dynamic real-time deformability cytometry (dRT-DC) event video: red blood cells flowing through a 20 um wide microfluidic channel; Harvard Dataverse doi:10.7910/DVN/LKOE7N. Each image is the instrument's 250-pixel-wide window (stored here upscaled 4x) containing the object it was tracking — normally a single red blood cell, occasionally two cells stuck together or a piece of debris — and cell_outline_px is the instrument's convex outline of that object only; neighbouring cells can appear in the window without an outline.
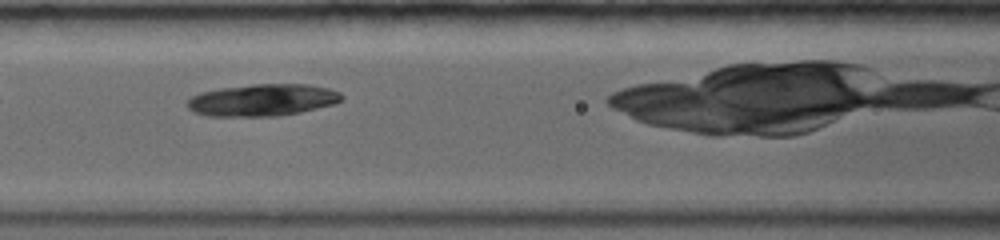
{"species": "common noctule bat (a hibernating species)", "species_latin": "Nyctalus noctula", "temperature_condition": "warm", "stored_images_in_passage": 5, "camera_frame_rate_fps": 5000, "um_per_image_px": 0.085, "animal": {"sex": "female", "body_mass_g": 19.0, "forearm_length_mm": 56.7}, "frame": {"image": 1, "passage_image": 4, "time_ms": 2.8, "image_size_px": [1000, 240], "cell_outline_px": [[344, 100], [332, 104], [300, 112], [280, 116], [208, 116], [192, 112], [184, 104], [192, 96], [200, 92], [220, 88], [252, 84], [308, 84], [328, 88], [340, 92], [344, 96]], "centroid_in_image_um": [22.29, 8.5], "position_along_channel_um": 144.3, "area_um2": 29.02}}